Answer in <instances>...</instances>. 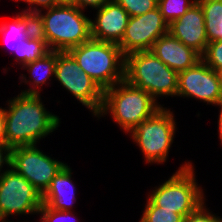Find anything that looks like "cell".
Listing matches in <instances>:
<instances>
[{"label":"cell","mask_w":222,"mask_h":222,"mask_svg":"<svg viewBox=\"0 0 222 222\" xmlns=\"http://www.w3.org/2000/svg\"><path fill=\"white\" fill-rule=\"evenodd\" d=\"M177 96L196 98L207 104H222V83L217 72L202 59L178 73Z\"/></svg>","instance_id":"obj_12"},{"label":"cell","mask_w":222,"mask_h":222,"mask_svg":"<svg viewBox=\"0 0 222 222\" xmlns=\"http://www.w3.org/2000/svg\"><path fill=\"white\" fill-rule=\"evenodd\" d=\"M125 80L149 93L156 101L161 96H177L178 72L151 50L133 52L125 57Z\"/></svg>","instance_id":"obj_5"},{"label":"cell","mask_w":222,"mask_h":222,"mask_svg":"<svg viewBox=\"0 0 222 222\" xmlns=\"http://www.w3.org/2000/svg\"><path fill=\"white\" fill-rule=\"evenodd\" d=\"M197 0H158V8L163 19L170 24L173 20L180 18Z\"/></svg>","instance_id":"obj_22"},{"label":"cell","mask_w":222,"mask_h":222,"mask_svg":"<svg viewBox=\"0 0 222 222\" xmlns=\"http://www.w3.org/2000/svg\"><path fill=\"white\" fill-rule=\"evenodd\" d=\"M39 213L42 215L40 217L41 222H71L68 218L75 215L72 214V211L54 210L44 204L41 206Z\"/></svg>","instance_id":"obj_25"},{"label":"cell","mask_w":222,"mask_h":222,"mask_svg":"<svg viewBox=\"0 0 222 222\" xmlns=\"http://www.w3.org/2000/svg\"><path fill=\"white\" fill-rule=\"evenodd\" d=\"M10 168V169H9ZM43 205L42 194L13 168L0 177V222L9 215L39 214Z\"/></svg>","instance_id":"obj_8"},{"label":"cell","mask_w":222,"mask_h":222,"mask_svg":"<svg viewBox=\"0 0 222 222\" xmlns=\"http://www.w3.org/2000/svg\"><path fill=\"white\" fill-rule=\"evenodd\" d=\"M168 32L202 56L209 42L200 3L197 1L180 18L173 20L168 25Z\"/></svg>","instance_id":"obj_13"},{"label":"cell","mask_w":222,"mask_h":222,"mask_svg":"<svg viewBox=\"0 0 222 222\" xmlns=\"http://www.w3.org/2000/svg\"><path fill=\"white\" fill-rule=\"evenodd\" d=\"M24 2L27 3L28 6L31 5V7H27V10H24V12L31 14H37L39 11H42V8L47 9L58 5L56 0H24ZM38 6L42 8H37Z\"/></svg>","instance_id":"obj_27"},{"label":"cell","mask_w":222,"mask_h":222,"mask_svg":"<svg viewBox=\"0 0 222 222\" xmlns=\"http://www.w3.org/2000/svg\"><path fill=\"white\" fill-rule=\"evenodd\" d=\"M218 77L220 79V82L222 83V67H220L219 69L216 70Z\"/></svg>","instance_id":"obj_33"},{"label":"cell","mask_w":222,"mask_h":222,"mask_svg":"<svg viewBox=\"0 0 222 222\" xmlns=\"http://www.w3.org/2000/svg\"><path fill=\"white\" fill-rule=\"evenodd\" d=\"M204 14L208 42L222 40V0H197Z\"/></svg>","instance_id":"obj_19"},{"label":"cell","mask_w":222,"mask_h":222,"mask_svg":"<svg viewBox=\"0 0 222 222\" xmlns=\"http://www.w3.org/2000/svg\"><path fill=\"white\" fill-rule=\"evenodd\" d=\"M67 52L103 91L125 79V56L118 44L91 38Z\"/></svg>","instance_id":"obj_4"},{"label":"cell","mask_w":222,"mask_h":222,"mask_svg":"<svg viewBox=\"0 0 222 222\" xmlns=\"http://www.w3.org/2000/svg\"><path fill=\"white\" fill-rule=\"evenodd\" d=\"M0 143H6L5 113H4V108L1 107H0Z\"/></svg>","instance_id":"obj_30"},{"label":"cell","mask_w":222,"mask_h":222,"mask_svg":"<svg viewBox=\"0 0 222 222\" xmlns=\"http://www.w3.org/2000/svg\"><path fill=\"white\" fill-rule=\"evenodd\" d=\"M64 165L44 154L36 144L16 147L11 151V168L25 177L41 194Z\"/></svg>","instance_id":"obj_10"},{"label":"cell","mask_w":222,"mask_h":222,"mask_svg":"<svg viewBox=\"0 0 222 222\" xmlns=\"http://www.w3.org/2000/svg\"><path fill=\"white\" fill-rule=\"evenodd\" d=\"M76 0H56L57 4L74 5Z\"/></svg>","instance_id":"obj_32"},{"label":"cell","mask_w":222,"mask_h":222,"mask_svg":"<svg viewBox=\"0 0 222 222\" xmlns=\"http://www.w3.org/2000/svg\"><path fill=\"white\" fill-rule=\"evenodd\" d=\"M71 178V168L65 163L42 194L43 204L54 210L71 211L72 204L76 201L75 187Z\"/></svg>","instance_id":"obj_16"},{"label":"cell","mask_w":222,"mask_h":222,"mask_svg":"<svg viewBox=\"0 0 222 222\" xmlns=\"http://www.w3.org/2000/svg\"><path fill=\"white\" fill-rule=\"evenodd\" d=\"M96 10L95 20H91L92 39L119 44L130 18L127 11L115 0H110Z\"/></svg>","instance_id":"obj_14"},{"label":"cell","mask_w":222,"mask_h":222,"mask_svg":"<svg viewBox=\"0 0 222 222\" xmlns=\"http://www.w3.org/2000/svg\"><path fill=\"white\" fill-rule=\"evenodd\" d=\"M40 95L20 93L4 108L6 144L11 149L35 145L60 125V118L46 110Z\"/></svg>","instance_id":"obj_1"},{"label":"cell","mask_w":222,"mask_h":222,"mask_svg":"<svg viewBox=\"0 0 222 222\" xmlns=\"http://www.w3.org/2000/svg\"><path fill=\"white\" fill-rule=\"evenodd\" d=\"M130 17L145 14L158 7V0H115Z\"/></svg>","instance_id":"obj_23"},{"label":"cell","mask_w":222,"mask_h":222,"mask_svg":"<svg viewBox=\"0 0 222 222\" xmlns=\"http://www.w3.org/2000/svg\"><path fill=\"white\" fill-rule=\"evenodd\" d=\"M76 5L58 4L36 14L37 32L52 51L66 52L90 40L91 18Z\"/></svg>","instance_id":"obj_2"},{"label":"cell","mask_w":222,"mask_h":222,"mask_svg":"<svg viewBox=\"0 0 222 222\" xmlns=\"http://www.w3.org/2000/svg\"><path fill=\"white\" fill-rule=\"evenodd\" d=\"M56 59H57V51L50 50L44 56L38 58L37 60L24 65L22 68L27 69L30 74V81L26 80V75L22 74L20 78L21 82H25L26 84L33 85L31 88L27 90H23L22 94H40L38 91L44 83L47 82V79H50L51 76L55 75V67H56ZM33 78V80H32ZM37 88V89H36Z\"/></svg>","instance_id":"obj_17"},{"label":"cell","mask_w":222,"mask_h":222,"mask_svg":"<svg viewBox=\"0 0 222 222\" xmlns=\"http://www.w3.org/2000/svg\"><path fill=\"white\" fill-rule=\"evenodd\" d=\"M11 151L12 149L6 143H0V177L8 170L1 172L4 164L11 167Z\"/></svg>","instance_id":"obj_28"},{"label":"cell","mask_w":222,"mask_h":222,"mask_svg":"<svg viewBox=\"0 0 222 222\" xmlns=\"http://www.w3.org/2000/svg\"><path fill=\"white\" fill-rule=\"evenodd\" d=\"M175 121L173 112L162 107L131 130V137L142 150L146 163L166 162L176 134Z\"/></svg>","instance_id":"obj_7"},{"label":"cell","mask_w":222,"mask_h":222,"mask_svg":"<svg viewBox=\"0 0 222 222\" xmlns=\"http://www.w3.org/2000/svg\"><path fill=\"white\" fill-rule=\"evenodd\" d=\"M220 115H219V119H218V132H219V139L221 141L222 144V104L220 105Z\"/></svg>","instance_id":"obj_31"},{"label":"cell","mask_w":222,"mask_h":222,"mask_svg":"<svg viewBox=\"0 0 222 222\" xmlns=\"http://www.w3.org/2000/svg\"><path fill=\"white\" fill-rule=\"evenodd\" d=\"M50 51L45 39L36 31L31 36L21 41L16 53V62L22 67L44 56Z\"/></svg>","instance_id":"obj_20"},{"label":"cell","mask_w":222,"mask_h":222,"mask_svg":"<svg viewBox=\"0 0 222 222\" xmlns=\"http://www.w3.org/2000/svg\"><path fill=\"white\" fill-rule=\"evenodd\" d=\"M110 0H76L74 5H76L79 9L83 10L86 7H92L95 9L101 8Z\"/></svg>","instance_id":"obj_29"},{"label":"cell","mask_w":222,"mask_h":222,"mask_svg":"<svg viewBox=\"0 0 222 222\" xmlns=\"http://www.w3.org/2000/svg\"><path fill=\"white\" fill-rule=\"evenodd\" d=\"M67 91H69L79 103L90 109L96 117L103 105L104 91L84 71L79 64L66 51H57L55 75Z\"/></svg>","instance_id":"obj_9"},{"label":"cell","mask_w":222,"mask_h":222,"mask_svg":"<svg viewBox=\"0 0 222 222\" xmlns=\"http://www.w3.org/2000/svg\"><path fill=\"white\" fill-rule=\"evenodd\" d=\"M151 51L164 64L178 73L194 66L202 59L198 52L183 44L169 32L154 43Z\"/></svg>","instance_id":"obj_15"},{"label":"cell","mask_w":222,"mask_h":222,"mask_svg":"<svg viewBox=\"0 0 222 222\" xmlns=\"http://www.w3.org/2000/svg\"><path fill=\"white\" fill-rule=\"evenodd\" d=\"M36 31V14L24 11L13 17L11 24L3 23L0 25V34L6 35L7 45L14 51L18 49L22 40L31 36Z\"/></svg>","instance_id":"obj_18"},{"label":"cell","mask_w":222,"mask_h":222,"mask_svg":"<svg viewBox=\"0 0 222 222\" xmlns=\"http://www.w3.org/2000/svg\"><path fill=\"white\" fill-rule=\"evenodd\" d=\"M168 25L158 7L130 17L118 46L125 57L133 52L149 51L161 36L168 33Z\"/></svg>","instance_id":"obj_11"},{"label":"cell","mask_w":222,"mask_h":222,"mask_svg":"<svg viewBox=\"0 0 222 222\" xmlns=\"http://www.w3.org/2000/svg\"><path fill=\"white\" fill-rule=\"evenodd\" d=\"M202 203L194 212L187 215L184 222H222V218L209 212L206 206Z\"/></svg>","instance_id":"obj_26"},{"label":"cell","mask_w":222,"mask_h":222,"mask_svg":"<svg viewBox=\"0 0 222 222\" xmlns=\"http://www.w3.org/2000/svg\"><path fill=\"white\" fill-rule=\"evenodd\" d=\"M162 107L149 93L124 79L104 90L103 105L96 117L111 113L112 120L128 134Z\"/></svg>","instance_id":"obj_3"},{"label":"cell","mask_w":222,"mask_h":222,"mask_svg":"<svg viewBox=\"0 0 222 222\" xmlns=\"http://www.w3.org/2000/svg\"><path fill=\"white\" fill-rule=\"evenodd\" d=\"M185 217L174 210L154 206L148 199L139 222H184Z\"/></svg>","instance_id":"obj_21"},{"label":"cell","mask_w":222,"mask_h":222,"mask_svg":"<svg viewBox=\"0 0 222 222\" xmlns=\"http://www.w3.org/2000/svg\"><path fill=\"white\" fill-rule=\"evenodd\" d=\"M147 198L154 206L184 217L194 212L205 201L204 193L196 182L192 162H185L164 183L152 190Z\"/></svg>","instance_id":"obj_6"},{"label":"cell","mask_w":222,"mask_h":222,"mask_svg":"<svg viewBox=\"0 0 222 222\" xmlns=\"http://www.w3.org/2000/svg\"><path fill=\"white\" fill-rule=\"evenodd\" d=\"M201 58L215 71L222 67V40L209 42Z\"/></svg>","instance_id":"obj_24"}]
</instances>
